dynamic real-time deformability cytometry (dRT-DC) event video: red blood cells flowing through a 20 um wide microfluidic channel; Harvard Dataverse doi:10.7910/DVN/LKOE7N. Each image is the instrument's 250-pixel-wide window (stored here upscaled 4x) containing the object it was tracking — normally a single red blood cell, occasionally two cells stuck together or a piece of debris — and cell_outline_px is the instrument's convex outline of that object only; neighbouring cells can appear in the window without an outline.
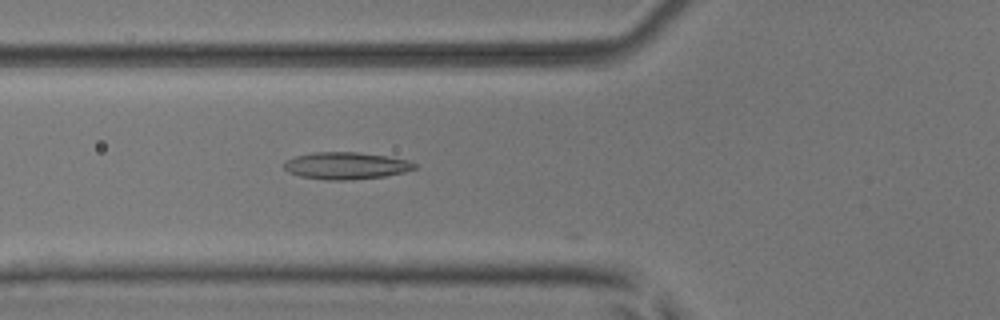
{"species": "common noctule bat (a hibernating species)", "species_latin": "Nyctalus noctula", "temperature_condition": "room temperature", "stored_images_in_passage": 7, "camera_frame_rate_fps": 3000, "um_per_image_px": 0.085, "animal": {"sex": "male", "body_mass_g": 17.9, "forearm_length_mm": 54.2}, "frame": {"image": 1, "passage_image": 6, "time_ms": 1.667, "image_size_px": [1000, 320], "cell_outline_px": [[416, 168], [404, 172], [384, 176], [348, 180], [324, 180], [300, 176], [288, 172], [284, 168], [284, 160], [296, 156], [316, 152], [360, 152], [388, 156], [408, 160], [416, 164]], "centroid_in_image_um": [29.4, 14.08], "position_along_channel_um": 96.4, "area_um2": 20.63}}